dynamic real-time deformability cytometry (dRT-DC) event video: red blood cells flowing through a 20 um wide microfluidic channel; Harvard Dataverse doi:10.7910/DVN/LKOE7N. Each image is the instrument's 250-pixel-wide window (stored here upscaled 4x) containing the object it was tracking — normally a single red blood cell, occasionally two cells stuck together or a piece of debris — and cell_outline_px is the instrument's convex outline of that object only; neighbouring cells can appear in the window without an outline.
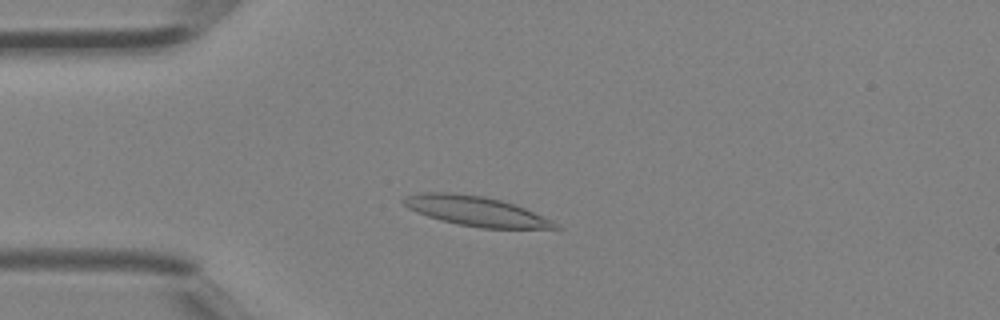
{"species": "Egyptian fruit bat (a non-hibernating species)", "species_latin": "Rousettus aegyptiacus", "temperature_condition": "room temperature", "stored_images_in_passage": 36, "camera_frame_rate_fps": 3000, "um_per_image_px": 0.085, "animal": {"sex": "female"}, "frame": {"image": 1, "passage_image": 5, "time_ms": 1.333, "image_size_px": [1000, 320], "cell_outline_px": [[564, 228], [480, 228], [460, 224], [428, 216], [416, 212], [408, 208], [400, 200], [404, 196], [420, 192], [452, 192], [484, 196], [500, 200], [524, 208], [552, 220]], "centroid_in_image_um": [40.41, 17.93], "position_along_channel_um": 44.6, "area_um2": 26.01}}
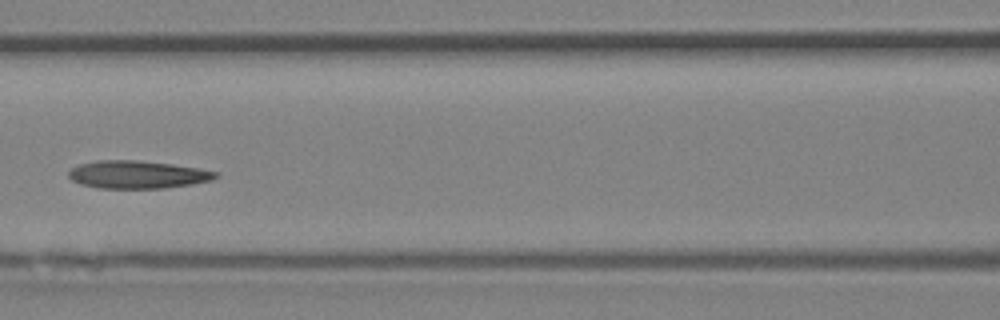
{"frame": {"image": 2, "passage_image": 13, "time_ms": 4.0, "image_size_px": [1000, 320], "cell_outline_px": [[220, 176], [212, 180], [192, 184], [164, 188], [96, 188], [80, 184], [72, 180], [68, 176], [68, 172], [72, 168], [80, 164], [96, 160], [140, 160], [172, 164], [200, 168], [220, 172]], "centroid_in_image_um": [11.72, 14.83], "position_along_channel_um": 154.9, "area_um2": 24.04}}
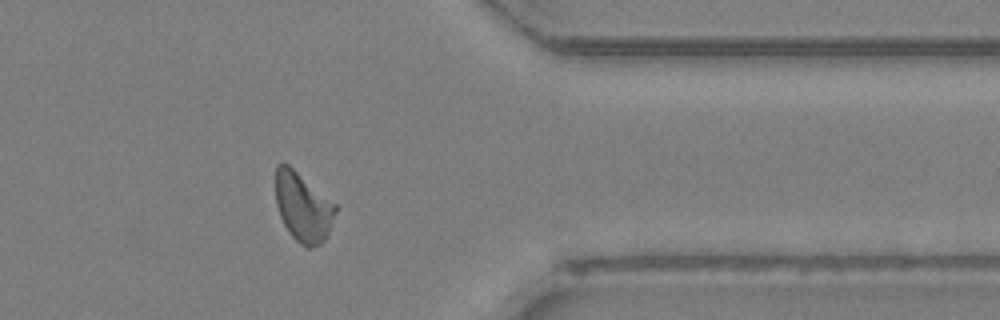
{"frame": {"image": 3, "passage_image": 28, "time_ms": 9.0, "image_size_px": [1000, 320], "cell_outline_px": [[336, 212], [328, 236], [320, 244], [312, 248], [308, 248], [300, 244], [288, 232], [280, 216], [276, 204], [276, 164], [288, 164], [336, 204]], "centroid_in_image_um": [25.76, 17.63], "position_along_channel_um": 385.6, "area_um2": 24.04}}